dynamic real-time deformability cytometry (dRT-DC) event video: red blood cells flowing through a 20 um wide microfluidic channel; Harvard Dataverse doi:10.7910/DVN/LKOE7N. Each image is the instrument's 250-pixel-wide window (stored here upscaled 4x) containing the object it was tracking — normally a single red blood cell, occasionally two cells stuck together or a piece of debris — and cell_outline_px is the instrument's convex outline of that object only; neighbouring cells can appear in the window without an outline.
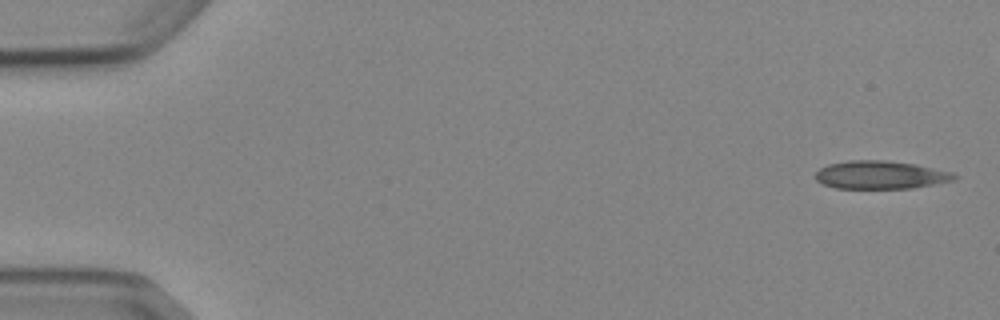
{"species": "Egyptian fruit bat (a non-hibernating species)", "species_latin": "Rousettus aegyptiacus", "temperature_condition": "cold", "stored_images_in_passage": 5, "camera_frame_rate_fps": 3000, "um_per_image_px": 0.085, "animal": {"sex": "female"}, "frame": {"image": 1, "passage_image": 1, "time_ms": 0.0, "image_size_px": [1000, 320], "cell_outline_px": [[960, 176], [956, 180], [912, 188], [836, 188], [824, 184], [816, 180], [816, 172], [820, 168], [828, 164], [848, 160], [884, 160], [916, 164], [952, 172]], "centroid_in_image_um": [74.88, 14.86], "position_along_channel_um": 10.1, "area_um2": 22.77}}